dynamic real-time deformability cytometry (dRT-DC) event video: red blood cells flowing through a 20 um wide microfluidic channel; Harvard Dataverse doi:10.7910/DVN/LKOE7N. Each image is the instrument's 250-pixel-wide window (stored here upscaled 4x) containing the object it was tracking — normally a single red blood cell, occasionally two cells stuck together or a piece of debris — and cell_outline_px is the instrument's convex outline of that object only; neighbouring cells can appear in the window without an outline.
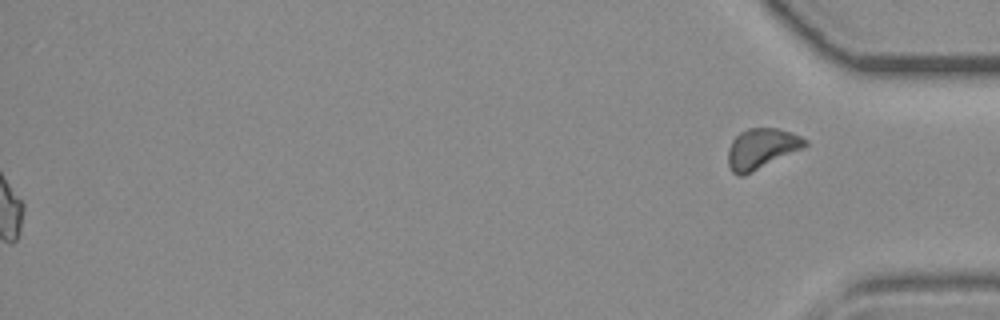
{"species": "common noctule bat (a hibernating species)", "species_latin": "Nyctalus noctula", "temperature_condition": "room temperature", "stored_images_in_passage": 44, "segment_of_instrument_passage": [2, 2], "camera_frame_rate_fps": 3000, "um_per_image_px": 0.085, "animal": {"sex": "female", "body_mass_g": 19.3, "forearm_length_mm": 54.1}, "frame": {"image": 1, "passage_image": 44, "time_ms": 14.333, "image_size_px": [1000, 320], "cell_outline_px": [[808, 144], [804, 148], [744, 176], [736, 176], [732, 172], [728, 164], [728, 148], [732, 140], [740, 132], [748, 128], [780, 128], [792, 132], [808, 140]], "centroid_in_image_um": [64.74, 12.64], "position_along_channel_um": 370.5, "area_um2": 18.38}}